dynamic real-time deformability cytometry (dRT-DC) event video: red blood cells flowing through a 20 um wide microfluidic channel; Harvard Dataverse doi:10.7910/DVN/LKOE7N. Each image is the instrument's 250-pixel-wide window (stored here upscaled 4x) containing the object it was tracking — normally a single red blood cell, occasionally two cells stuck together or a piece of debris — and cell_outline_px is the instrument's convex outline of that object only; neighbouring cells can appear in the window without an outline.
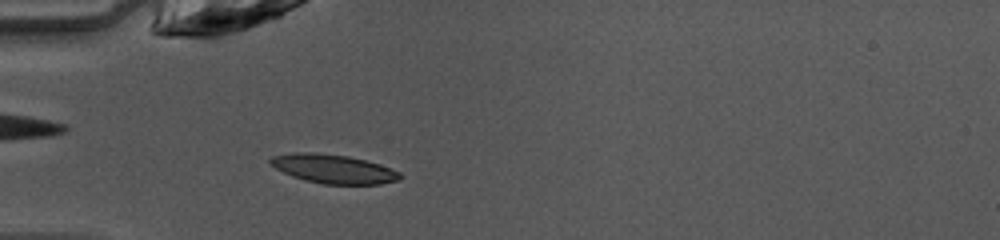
{"species": "common noctule bat (a hibernating species)", "species_latin": "Nyctalus noctula", "temperature_condition": "warm", "stored_images_in_passage": 37, "camera_frame_rate_fps": 3000, "um_per_image_px": 0.085, "animal": {"sex": "female", "body_mass_g": 10.0, "forearm_length_mm": 53.1}, "frame": {"image": 1, "passage_image": 4, "time_ms": 1.0, "image_size_px": [1000, 240], "cell_outline_px": [[404, 176], [400, 180], [380, 184], [324, 184], [304, 180], [292, 176], [276, 168], [268, 160], [272, 156], [292, 152], [316, 152], [348, 156], [368, 160], [400, 172]], "centroid_in_image_um": [28.37, 14.35], "position_along_channel_um": 56.6, "area_um2": 21.96}}
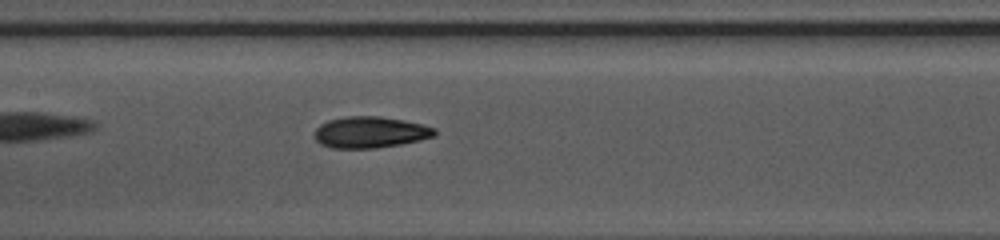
{"frame": {"image": 2, "passage_image": 13, "time_ms": 4.0, "image_size_px": [1000, 240], "cell_outline_px": [[436, 136], [420, 140], [400, 144], [376, 148], [332, 148], [320, 144], [312, 136], [316, 128], [320, 124], [328, 120], [348, 116], [380, 116], [404, 120], [436, 128]], "centroid_in_image_um": [31.44, 11.24], "position_along_channel_um": 176.0, "area_um2": 22.08}}
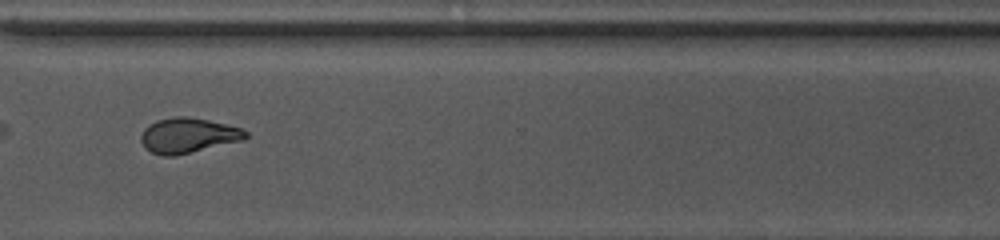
{"frame": {"image": 3, "passage_image": 26, "time_ms": 8.333, "image_size_px": [1000, 240], "cell_outline_px": [[248, 136], [244, 140], [176, 156], [164, 156], [152, 152], [144, 148], [140, 140], [140, 136], [144, 128], [148, 124], [156, 120], [176, 116], [188, 116], [208, 120], [240, 128], [248, 132]], "centroid_in_image_um": [15.96, 11.52], "position_along_channel_um": 354.6, "area_um2": 21.56}, "authors_computed_cell_mechanics": {"area_um2": 21.5594, "velocity_mm_per_s": 4.1295, "shape_relaxation_time_tau1_ms": 4.2262, "shape_relaxation_time_tau2_ms": 1.8155, "deformation_change_tau1": 0.1636, "deformation_change_tau2": 0.0688}}